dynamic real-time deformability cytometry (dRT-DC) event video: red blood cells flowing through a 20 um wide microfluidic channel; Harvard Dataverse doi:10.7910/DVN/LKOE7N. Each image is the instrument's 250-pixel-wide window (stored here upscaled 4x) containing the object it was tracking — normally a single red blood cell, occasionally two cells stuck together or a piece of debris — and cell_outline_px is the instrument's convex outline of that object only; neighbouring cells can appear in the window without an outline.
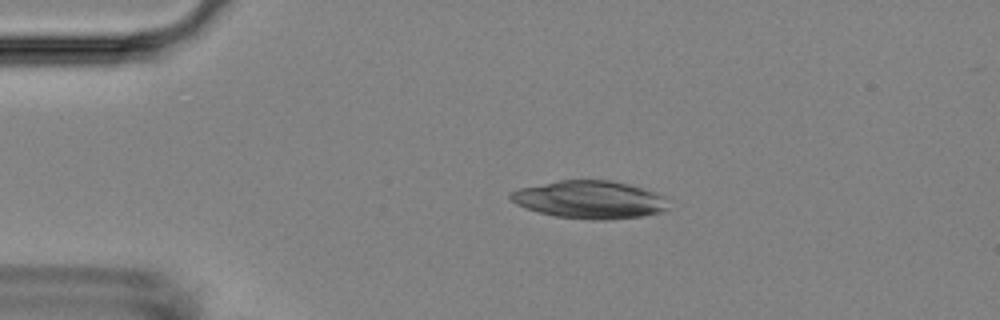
{"species": "Egyptian fruit bat (a non-hibernating species)", "species_latin": "Rousettus aegyptiacus", "temperature_condition": "room temperature", "stored_images_in_passage": 53, "camera_frame_rate_fps": 3000, "um_per_image_px": 0.085, "animal": {"sex": "female"}, "frame": {"image": 1, "passage_image": 11, "time_ms": 3.333, "image_size_px": [1000, 320], "cell_outline_px": [[668, 208], [660, 212], [644, 216], [608, 220], [592, 220], [556, 216], [540, 212], [516, 204], [508, 196], [508, 192], [520, 188], [560, 180], [608, 180], [628, 184], [652, 192], [660, 196]], "centroid_in_image_um": [50.06, 16.98], "position_along_channel_um": 34.9, "area_um2": 34.22}}
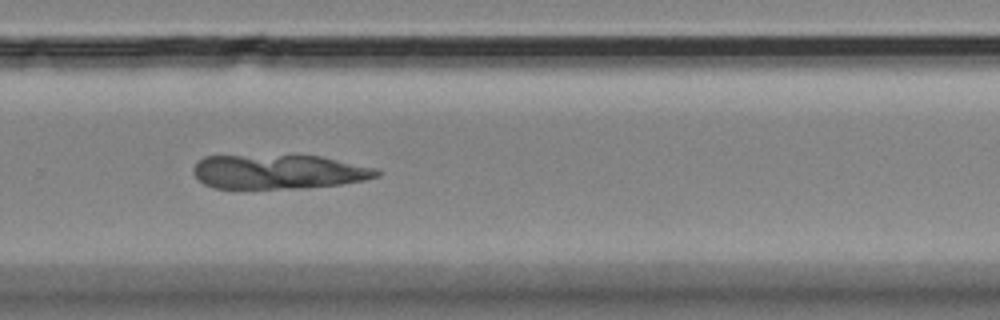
{"frame": {"image": 2, "passage_image": 36, "time_ms": 11.667, "image_size_px": [1000, 320], "cell_outline_px": [[380, 176], [364, 180], [340, 184], [304, 188], [212, 188], [204, 184], [192, 172], [192, 168], [204, 156], [320, 156], [376, 168], [380, 172]], "centroid_in_image_um": [23.68, 14.61], "position_along_channel_um": 306.1, "area_um2": 36.41}}
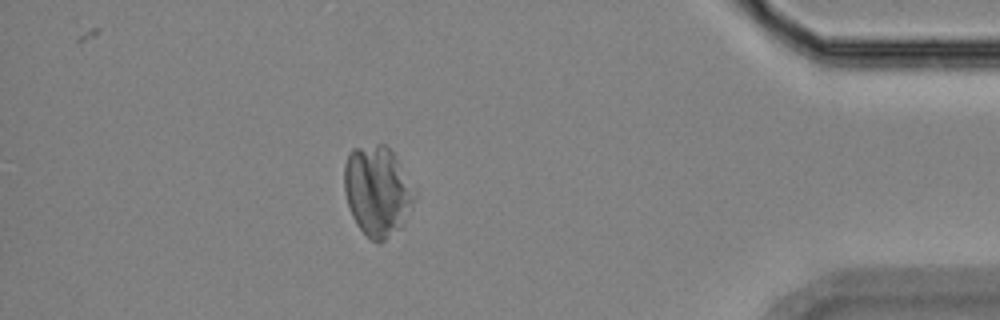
{"frame": {"image": 3, "passage_image": 47, "time_ms": 15.333, "image_size_px": [1000, 320], "cell_outline_px": [[416, 196], [404, 224], [400, 228], [380, 244], [376, 244], [356, 224], [352, 216], [344, 192], [344, 164], [348, 152], [352, 148], [376, 144], [384, 144], [392, 152], [416, 192]], "centroid_in_image_um": [32.06, 16.24], "position_along_channel_um": 403.1, "area_um2": 36.93}}